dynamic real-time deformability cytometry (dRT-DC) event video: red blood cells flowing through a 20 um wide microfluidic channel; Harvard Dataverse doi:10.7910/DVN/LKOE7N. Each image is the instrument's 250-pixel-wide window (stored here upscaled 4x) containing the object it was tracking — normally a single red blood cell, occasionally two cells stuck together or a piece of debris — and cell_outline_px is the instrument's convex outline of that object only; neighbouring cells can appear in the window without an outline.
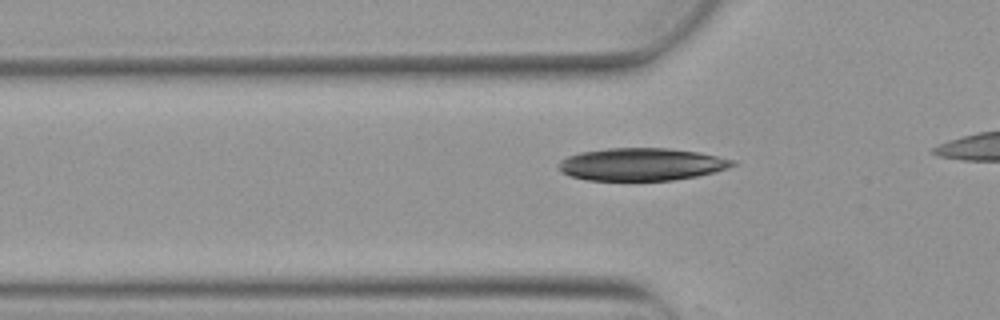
{"species": "Egyptian fruit bat (a non-hibernating species)", "species_latin": "Rousettus aegyptiacus", "temperature_condition": "warm", "stored_images_in_passage": 8, "camera_frame_rate_fps": 3000, "um_per_image_px": 0.085, "animal": {"sex": "female"}, "frame": {"image": 1, "passage_image": 4, "time_ms": 1.0, "image_size_px": [1000, 320], "cell_outline_px": [[736, 164], [728, 168], [716, 172], [696, 176], [672, 180], [588, 180], [572, 176], [560, 172], [556, 168], [556, 164], [560, 160], [568, 156], [580, 152], [608, 148], [668, 148], [696, 152], [736, 160]], "centroid_in_image_um": [54.49, 13.96], "position_along_channel_um": 71.3, "area_um2": 33.06}}
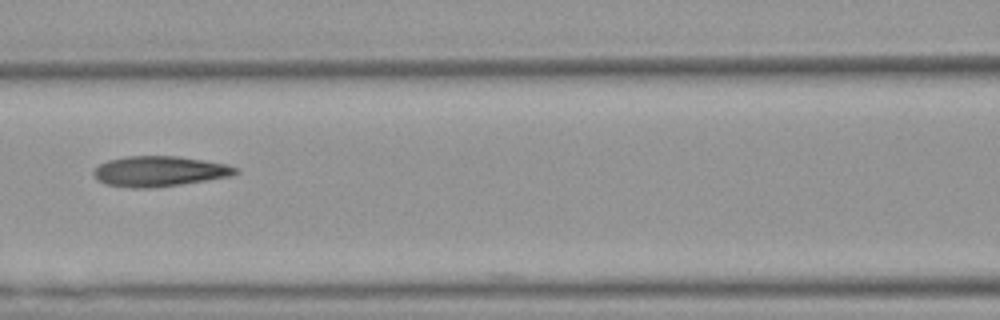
{"frame": {"image": 2, "passage_image": 7, "time_ms": 2.0, "image_size_px": [1000, 320], "cell_outline_px": [[240, 172], [232, 176], [180, 184], [152, 188], [132, 188], [104, 184], [96, 180], [92, 176], [92, 172], [100, 164], [108, 160], [128, 156], [176, 156], [228, 164], [240, 168]], "centroid_in_image_um": [13.55, 14.56], "position_along_channel_um": 153.1, "area_um2": 25.26}}